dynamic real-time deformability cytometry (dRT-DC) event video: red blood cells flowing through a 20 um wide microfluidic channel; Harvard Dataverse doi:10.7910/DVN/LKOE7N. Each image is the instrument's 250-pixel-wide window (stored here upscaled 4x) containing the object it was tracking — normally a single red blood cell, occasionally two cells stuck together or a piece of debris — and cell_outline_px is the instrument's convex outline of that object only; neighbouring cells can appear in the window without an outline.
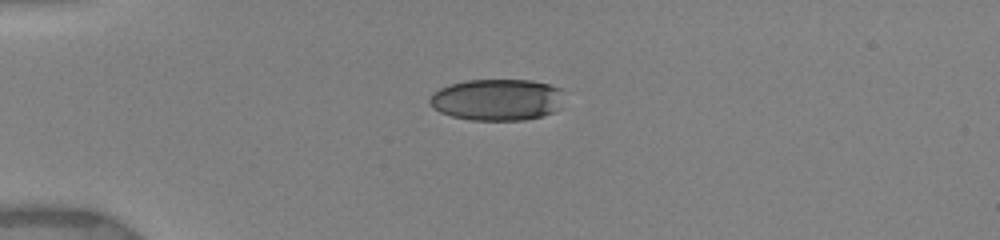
{"species": "human", "species_latin": "Homo sapiens", "temperature_condition": "warm", "stored_images_in_passage": 8, "camera_frame_rate_fps": 3000, "um_per_image_px": 0.085, "donor": {"sex": "female"}, "frame": {"image": 1, "passage_image": 1, "time_ms": 0.0, "image_size_px": [1000, 240], "cell_outline_px": [[560, 108], [552, 112], [540, 116], [524, 120], [472, 120], [452, 116], [440, 112], [428, 100], [440, 88], [448, 84], [468, 80], [532, 80], [548, 84], [560, 88]], "centroid_in_image_um": [42.24, 8.47], "position_along_channel_um": 42.8, "area_um2": 32.19}}
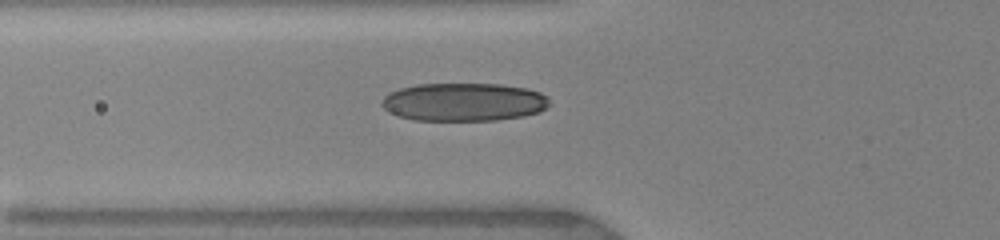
{"frame": {"image": 2, "passage_image": 4, "time_ms": 2.0, "image_size_px": [1000, 240], "cell_outline_px": [[548, 104], [540, 112], [524, 116], [496, 120], [412, 120], [388, 112], [380, 104], [380, 100], [388, 92], [400, 88], [416, 84], [500, 84], [528, 88], [540, 92], [548, 96]], "centroid_in_image_um": [39.39, 8.66], "position_along_channel_um": 86.4, "area_um2": 37.57}}
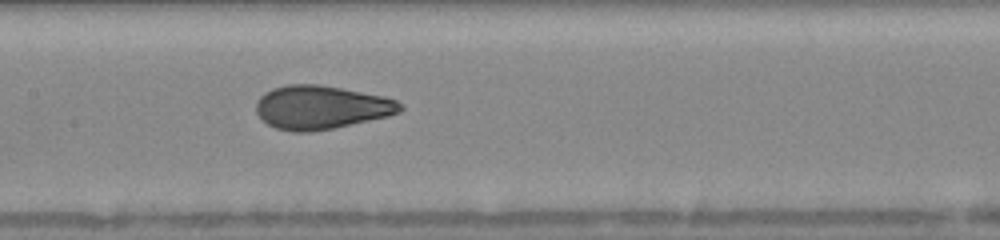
{"frame": {"image": 3, "passage_image": 8, "time_ms": 4.333, "image_size_px": [1000, 240], "cell_outline_px": [[404, 108], [400, 112], [388, 116], [332, 128], [312, 132], [292, 132], [276, 128], [268, 124], [256, 112], [256, 104], [260, 96], [264, 92], [272, 88], [288, 84], [320, 84], [384, 96], [396, 100]], "centroid_in_image_um": [27.28, 9.12], "position_along_channel_um": 180.1, "area_um2": 36.53}}